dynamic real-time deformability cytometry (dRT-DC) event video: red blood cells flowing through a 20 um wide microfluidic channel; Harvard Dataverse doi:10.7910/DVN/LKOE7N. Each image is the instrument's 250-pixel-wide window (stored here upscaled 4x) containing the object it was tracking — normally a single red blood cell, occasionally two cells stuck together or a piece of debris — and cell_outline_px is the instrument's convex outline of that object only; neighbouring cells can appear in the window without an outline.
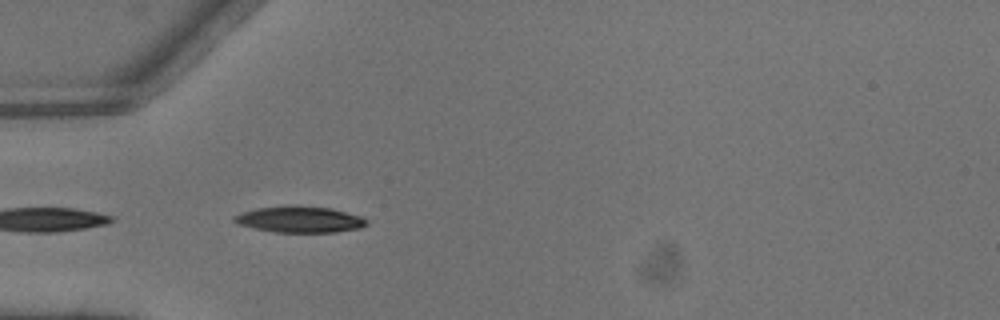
{"species": "common noctule bat (a hibernating species)", "species_latin": "Nyctalus noctula", "temperature_condition": "warm", "stored_images_in_passage": 7, "camera_frame_rate_fps": 3000, "um_per_image_px": 0.085, "animal": {"sex": "male", "body_mass_g": 13.3}, "frame": {"image": 1, "passage_image": 5, "time_ms": 1.333, "image_size_px": [1000, 320], "cell_outline_px": [[368, 224], [360, 228], [336, 232], [276, 232], [256, 228], [240, 224], [232, 220], [232, 216], [240, 212], [256, 208], [284, 204], [300, 204], [332, 208], [360, 216], [368, 220]], "centroid_in_image_um": [25.47, 18.61], "position_along_channel_um": 59.5, "area_um2": 20.69}}
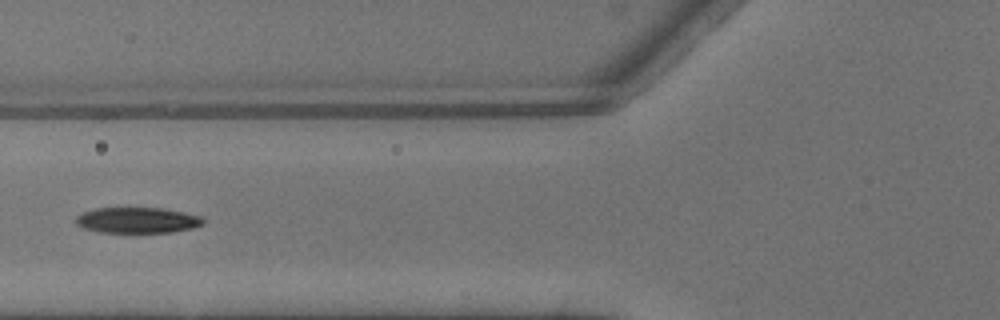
{"frame": {"image": 2, "passage_image": 6, "time_ms": 1.667, "image_size_px": [1000, 320], "cell_outline_px": [[204, 224], [192, 228], [172, 232], [100, 232], [84, 228], [76, 224], [76, 216], [84, 212], [96, 208], [160, 208], [184, 212], [200, 216], [204, 220]], "centroid_in_image_um": [11.68, 18.72], "position_along_channel_um": 114.1, "area_um2": 18.96}}
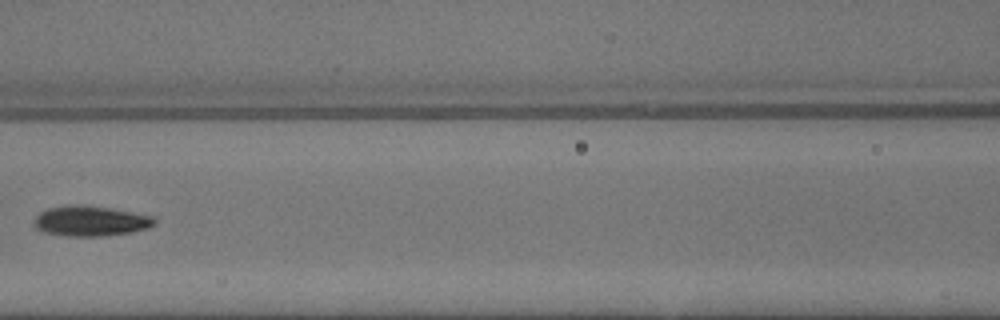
{"frame": {"image": 3, "passage_image": 7, "time_ms": 2.0, "image_size_px": [1000, 320], "cell_outline_px": [[156, 224], [148, 228], [132, 232], [100, 236], [64, 236], [44, 232], [36, 228], [32, 224], [32, 220], [40, 212], [48, 208], [72, 204], [80, 204], [112, 208], [156, 216]], "centroid_in_image_um": [7.7, 18.77], "position_along_channel_um": 158.9, "area_um2": 21.62}}